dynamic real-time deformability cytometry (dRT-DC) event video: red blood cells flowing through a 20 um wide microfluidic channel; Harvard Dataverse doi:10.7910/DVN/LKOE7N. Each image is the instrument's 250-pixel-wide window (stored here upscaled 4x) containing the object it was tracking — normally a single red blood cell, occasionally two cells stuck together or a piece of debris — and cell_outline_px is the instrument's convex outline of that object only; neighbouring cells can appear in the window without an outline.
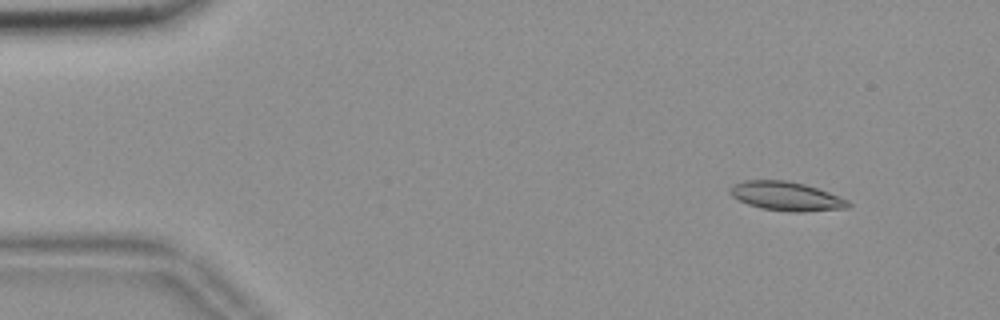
{"species": "common noctule bat (a hibernating species)", "species_latin": "Nyctalus noctula", "temperature_condition": "room temperature", "stored_images_in_passage": 54, "camera_frame_rate_fps": 3000, "um_per_image_px": 0.085, "animal": {"sex": "female", "body_mass_g": 18.4}, "frame": {"image": 1, "passage_image": 4, "time_ms": 1.0, "image_size_px": [1000, 320], "cell_outline_px": [[852, 204], [848, 208], [804, 212], [792, 212], [760, 208], [748, 204], [732, 196], [728, 192], [728, 188], [744, 180], [784, 180], [804, 184], [828, 192], [848, 200]], "centroid_in_image_um": [66.83, 16.68], "position_along_channel_um": 18.2, "area_um2": 19.88}}
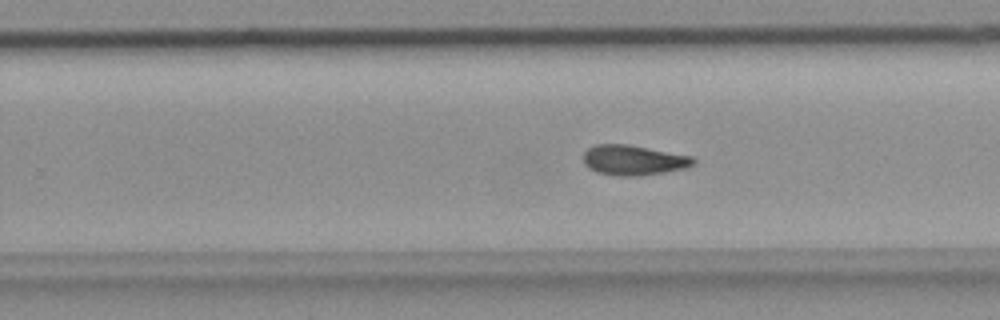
{"frame": {"image": 2, "passage_image": 33, "time_ms": 10.667, "image_size_px": [1000, 320], "cell_outline_px": [[696, 164], [684, 168], [664, 172], [640, 176], [616, 176], [596, 172], [588, 168], [584, 164], [584, 152], [588, 148], [596, 144], [628, 144], [692, 156], [696, 160]], "centroid_in_image_um": [53.84, 13.61], "position_along_channel_um": 276.0, "area_um2": 19.42}}
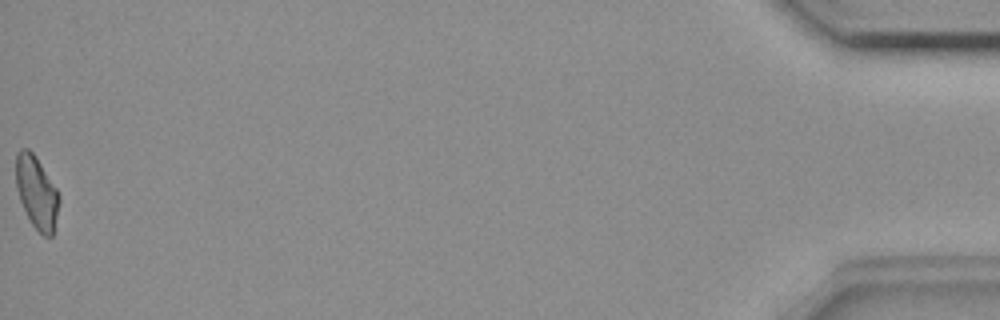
{"frame": {"image": 3, "passage_image": 54, "time_ms": 17.667, "image_size_px": [1000, 320], "cell_outline_px": [[60, 200], [52, 236], [44, 236], [32, 224], [20, 200], [16, 188], [16, 152], [20, 148], [28, 148], [36, 156], [56, 188], [60, 196]], "centroid_in_image_um": [3.11, 16.31], "position_along_channel_um": 432.1, "area_um2": 18.09}, "authors_computed_cell_mechanics": {"area_um2": 19.0162, "velocity_mm_per_s": 3.6698, "shape_relaxation_time_tau1_ms": null, "shape_relaxation_time_tau2_ms": 3.3476, "deformation_change_tau1": null, "deformation_change_tau2": 0.0952}}